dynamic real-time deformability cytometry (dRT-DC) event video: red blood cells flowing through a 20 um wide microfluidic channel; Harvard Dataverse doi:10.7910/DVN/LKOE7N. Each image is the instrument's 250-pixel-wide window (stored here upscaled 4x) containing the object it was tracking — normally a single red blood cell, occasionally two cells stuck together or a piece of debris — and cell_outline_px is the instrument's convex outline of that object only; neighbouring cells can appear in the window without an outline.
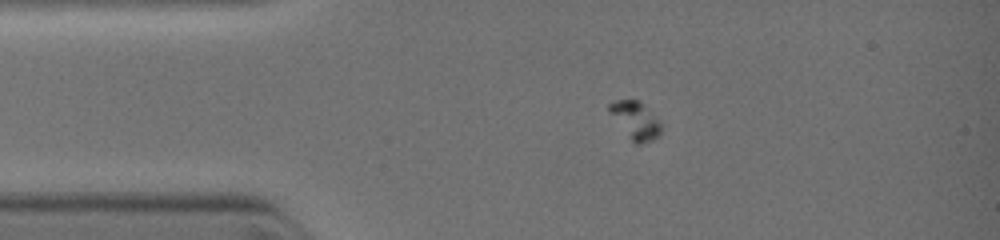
{"species": "common noctule bat (a hibernating species)", "species_latin": "Nyctalus noctula", "temperature_condition": "warm", "stored_images_in_passage": 17, "camera_frame_rate_fps": 3000, "um_per_image_px": 0.085, "animal": {"sex": "female", "body_mass_g": 19.0, "forearm_length_mm": 51.5}, "frame": {"image": 1, "passage_image": 8, "time_ms": 2.667, "image_size_px": [1000, 240], "cell_outline_px": [[660, 132], [652, 140], [644, 144], [636, 144], [632, 140], [608, 108], [608, 104], [616, 100], [636, 100], [660, 124]], "centroid_in_image_um": [54.0, 10.25], "position_along_channel_um": 31.0, "area_um2": 10.23}}
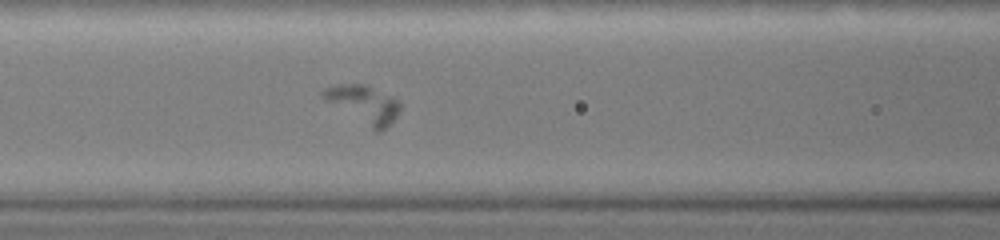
{"frame": {"image": 2, "passage_image": 15, "time_ms": 5.333, "image_size_px": [1000, 240], "cell_outline_px": [[400, 112], [380, 132], [376, 132], [324, 100], [320, 92], [324, 88], [340, 84], [368, 84], [400, 100]], "centroid_in_image_um": [30.92, 8.84], "position_along_channel_um": 135.7, "area_um2": 16.99}}